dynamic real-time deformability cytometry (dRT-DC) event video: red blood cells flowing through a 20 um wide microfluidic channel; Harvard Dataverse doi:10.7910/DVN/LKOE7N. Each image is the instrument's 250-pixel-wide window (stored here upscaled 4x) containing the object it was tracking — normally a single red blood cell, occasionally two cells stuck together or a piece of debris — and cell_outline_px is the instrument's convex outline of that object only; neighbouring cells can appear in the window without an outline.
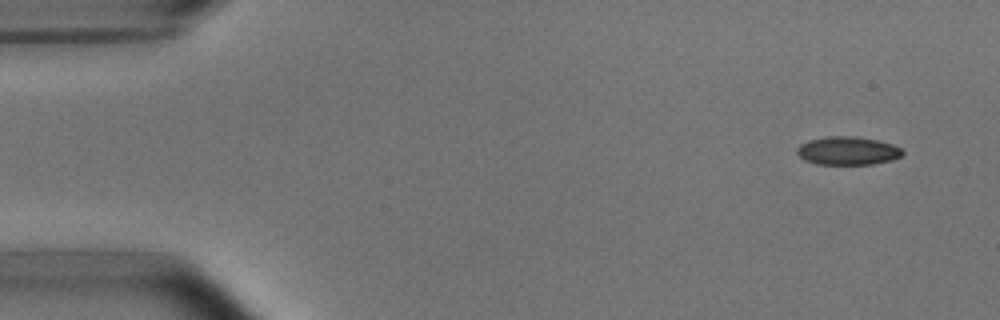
{"species": "common noctule bat (a hibernating species)", "species_latin": "Nyctalus noctula", "temperature_condition": "room temperature", "stored_images_in_passage": 5, "camera_frame_rate_fps": 3000, "um_per_image_px": 0.085, "animal": {"sex": "male", "body_mass_g": 15.6}, "frame": {"image": 1, "passage_image": 1, "time_ms": 0.0, "image_size_px": [1000, 320], "cell_outline_px": [[904, 152], [900, 156], [892, 160], [872, 164], [816, 164], [804, 160], [796, 152], [796, 148], [800, 144], [808, 140], [828, 136], [860, 136], [892, 144], [900, 148]], "centroid_in_image_um": [72.03, 12.81], "position_along_channel_um": 13.0, "area_um2": 17.46}}
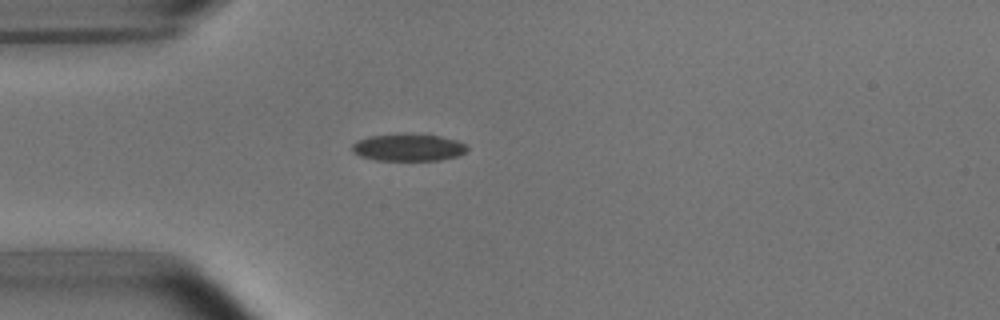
{"frame": {"image": 2, "passage_image": 4, "time_ms": 3.667, "image_size_px": [1000, 320], "cell_outline_px": [[468, 148], [464, 152], [456, 156], [440, 160], [376, 160], [360, 156], [352, 148], [352, 144], [356, 140], [368, 136], [404, 132], [424, 132], [456, 140], [468, 144]], "centroid_in_image_um": [34.72, 12.48], "position_along_channel_um": 50.3, "area_um2": 18.79}}